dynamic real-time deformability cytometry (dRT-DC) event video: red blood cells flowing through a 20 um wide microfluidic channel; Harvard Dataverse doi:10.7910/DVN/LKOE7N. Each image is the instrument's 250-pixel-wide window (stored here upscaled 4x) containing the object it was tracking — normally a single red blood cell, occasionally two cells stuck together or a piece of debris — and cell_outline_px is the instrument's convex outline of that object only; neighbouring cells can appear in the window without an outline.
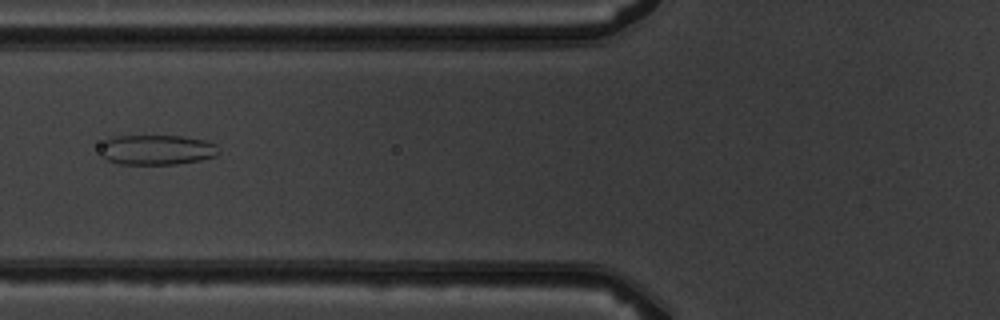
{"species": "common noctule bat (a hibernating species)", "species_latin": "Nyctalus noctula", "temperature_condition": "warm", "stored_images_in_passage": 7, "camera_frame_rate_fps": 3000, "um_per_image_px": 0.085, "animal": {"sex": "male", "body_mass_g": 19.5, "forearm_length_mm": 54.6}, "frame": {"image": 1, "passage_image": 6, "time_ms": 6.667, "image_size_px": [1000, 320], "cell_outline_px": [[220, 152], [216, 156], [200, 160], [176, 164], [120, 164], [108, 160], [100, 156], [100, 144], [116, 136], [180, 136], [204, 140], [216, 144]], "centroid_in_image_um": [13.32, 12.74], "position_along_channel_um": 112.5, "area_um2": 20.75}}